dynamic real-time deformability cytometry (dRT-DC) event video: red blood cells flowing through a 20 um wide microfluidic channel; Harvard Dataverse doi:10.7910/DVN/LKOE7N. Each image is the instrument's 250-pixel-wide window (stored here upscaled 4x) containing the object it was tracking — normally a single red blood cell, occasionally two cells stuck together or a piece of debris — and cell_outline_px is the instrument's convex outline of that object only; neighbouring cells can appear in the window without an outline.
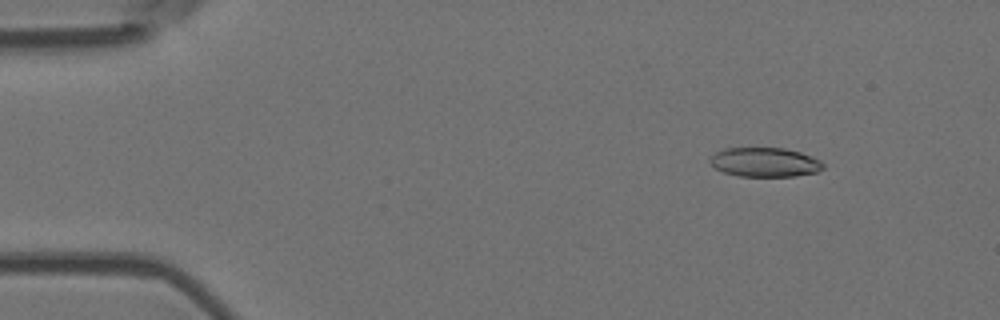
{"species": "Egyptian fruit bat (a non-hibernating species)", "species_latin": "Rousettus aegyptiacus", "temperature_condition": "room temperature", "stored_images_in_passage": 4, "camera_frame_rate_fps": 3000, "um_per_image_px": 0.085, "animal": {"sex": "female"}, "frame": {"image": 1, "passage_image": 2, "time_ms": 0.333, "image_size_px": [1000, 320], "cell_outline_px": [[824, 168], [816, 172], [796, 176], [740, 176], [724, 172], [716, 168], [708, 160], [716, 152], [724, 148], [784, 148], [800, 152], [820, 160], [824, 164]], "centroid_in_image_um": [65.02, 13.78], "position_along_channel_um": 20.0, "area_um2": 19.19}}